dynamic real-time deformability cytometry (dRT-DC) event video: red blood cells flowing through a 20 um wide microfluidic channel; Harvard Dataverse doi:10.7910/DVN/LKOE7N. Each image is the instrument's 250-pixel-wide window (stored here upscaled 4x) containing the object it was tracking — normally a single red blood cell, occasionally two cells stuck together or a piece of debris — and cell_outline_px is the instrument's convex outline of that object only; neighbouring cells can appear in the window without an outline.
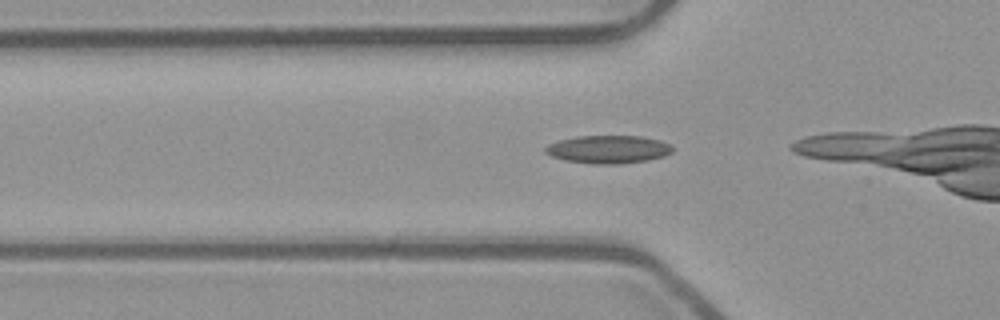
{"species": "common noctule bat (a hibernating species)", "species_latin": "Nyctalus noctula", "temperature_condition": "room temperature", "stored_images_in_passage": 17, "camera_frame_rate_fps": 3000, "um_per_image_px": 0.085, "animal": {"sex": "male", "body_mass_g": 23.1, "forearm_length_mm": 52.7}, "frame": {"image": 1, "passage_image": 13, "time_ms": 4.0, "image_size_px": [1000, 320], "cell_outline_px": [[672, 152], [664, 156], [648, 160], [620, 164], [592, 164], [564, 160], [552, 156], [544, 152], [544, 148], [548, 144], [560, 140], [580, 136], [640, 136], [660, 140], [672, 144]], "centroid_in_image_um": [51.72, 12.7], "position_along_channel_um": 74.1, "area_um2": 20.81}}
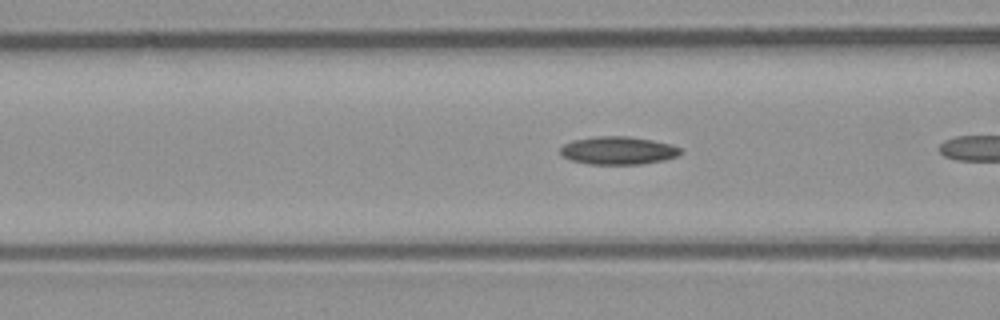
{"frame": {"image": 2, "passage_image": 16, "time_ms": 5.0, "image_size_px": [1000, 320], "cell_outline_px": [[680, 152], [676, 156], [664, 160], [640, 164], [588, 164], [572, 160], [564, 156], [560, 152], [560, 148], [564, 144], [572, 140], [596, 136], [628, 136], [652, 140], [672, 144], [680, 148]], "centroid_in_image_um": [52.52, 12.78], "position_along_channel_um": 114.1, "area_um2": 19.48}}